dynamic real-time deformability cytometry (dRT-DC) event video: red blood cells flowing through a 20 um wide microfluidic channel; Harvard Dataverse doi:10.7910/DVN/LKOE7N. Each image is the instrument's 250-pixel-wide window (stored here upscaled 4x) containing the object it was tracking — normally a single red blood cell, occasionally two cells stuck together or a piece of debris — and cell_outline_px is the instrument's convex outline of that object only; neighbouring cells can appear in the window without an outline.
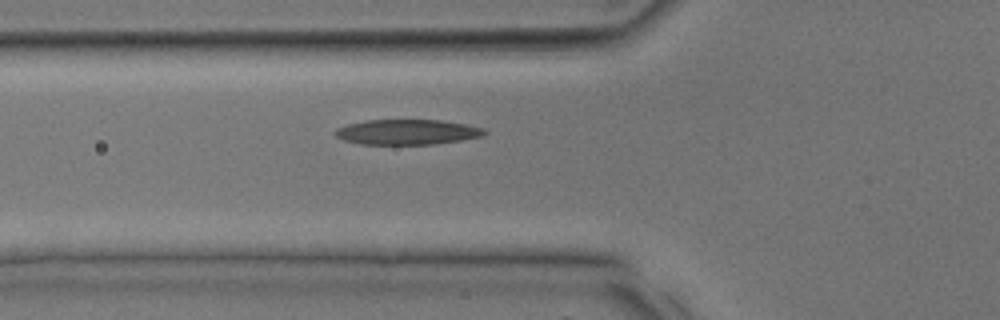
{"species": "common noctule bat (a hibernating species)", "species_latin": "Nyctalus noctula", "temperature_condition": "room temperature", "stored_images_in_passage": 13, "camera_frame_rate_fps": 3000, "um_per_image_px": 0.085, "animal": {"sex": "male", "body_mass_g": 17.9, "forearm_length_mm": 54.2}, "frame": {"image": 1, "passage_image": 3, "time_ms": 0.667, "image_size_px": [1000, 320], "cell_outline_px": [[488, 132], [484, 136], [436, 144], [360, 144], [344, 140], [336, 136], [336, 128], [348, 124], [364, 120], [440, 120], [468, 124], [484, 128]], "centroid_in_image_um": [34.65, 11.22], "position_along_channel_um": 91.1, "area_um2": 21.96}}
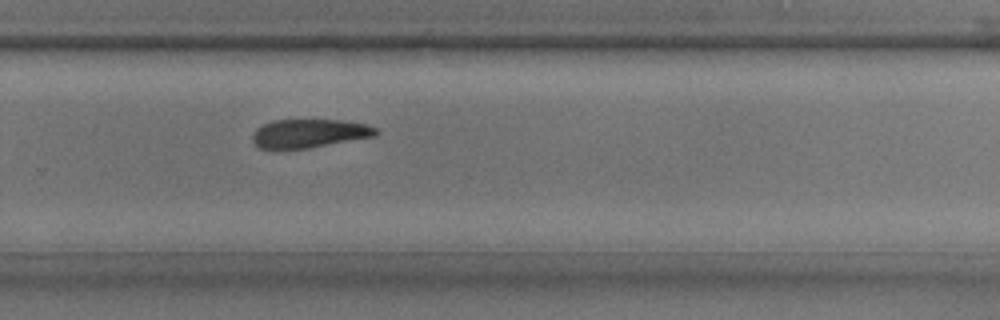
{"frame": {"image": 2, "passage_image": 13, "time_ms": 4.0, "image_size_px": [1000, 320], "cell_outline_px": [[380, 132], [376, 136], [308, 148], [280, 152], [260, 148], [252, 140], [252, 132], [256, 128], [272, 120], [340, 120], [364, 124], [376, 128]], "centroid_in_image_um": [26.21, 11.37], "position_along_channel_um": 303.6, "area_um2": 21.1}}